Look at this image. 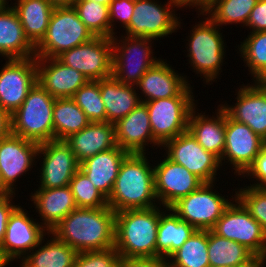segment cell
<instances>
[{
    "label": "cell",
    "instance_id": "6da1fadb",
    "mask_svg": "<svg viewBox=\"0 0 266 267\" xmlns=\"http://www.w3.org/2000/svg\"><path fill=\"white\" fill-rule=\"evenodd\" d=\"M47 235H54L77 253L112 248L115 245V212L109 206L76 208Z\"/></svg>",
    "mask_w": 266,
    "mask_h": 267
},
{
    "label": "cell",
    "instance_id": "7a4b0ae2",
    "mask_svg": "<svg viewBox=\"0 0 266 267\" xmlns=\"http://www.w3.org/2000/svg\"><path fill=\"white\" fill-rule=\"evenodd\" d=\"M146 153H129L122 161L114 182L108 206L115 212L127 209H148L157 206L154 168Z\"/></svg>",
    "mask_w": 266,
    "mask_h": 267
},
{
    "label": "cell",
    "instance_id": "3957f363",
    "mask_svg": "<svg viewBox=\"0 0 266 267\" xmlns=\"http://www.w3.org/2000/svg\"><path fill=\"white\" fill-rule=\"evenodd\" d=\"M159 206L115 213V245L121 258L156 257Z\"/></svg>",
    "mask_w": 266,
    "mask_h": 267
},
{
    "label": "cell",
    "instance_id": "277c9868",
    "mask_svg": "<svg viewBox=\"0 0 266 267\" xmlns=\"http://www.w3.org/2000/svg\"><path fill=\"white\" fill-rule=\"evenodd\" d=\"M53 98L38 82L11 115L12 134L38 144L54 140Z\"/></svg>",
    "mask_w": 266,
    "mask_h": 267
},
{
    "label": "cell",
    "instance_id": "5b68a950",
    "mask_svg": "<svg viewBox=\"0 0 266 267\" xmlns=\"http://www.w3.org/2000/svg\"><path fill=\"white\" fill-rule=\"evenodd\" d=\"M94 37L73 6L54 7L45 36L35 46V57L56 58Z\"/></svg>",
    "mask_w": 266,
    "mask_h": 267
},
{
    "label": "cell",
    "instance_id": "8992f818",
    "mask_svg": "<svg viewBox=\"0 0 266 267\" xmlns=\"http://www.w3.org/2000/svg\"><path fill=\"white\" fill-rule=\"evenodd\" d=\"M204 19L190 31L187 56L192 69L202 75L208 84L215 81L221 72L225 45L220 27L209 17Z\"/></svg>",
    "mask_w": 266,
    "mask_h": 267
},
{
    "label": "cell",
    "instance_id": "52a82bcc",
    "mask_svg": "<svg viewBox=\"0 0 266 267\" xmlns=\"http://www.w3.org/2000/svg\"><path fill=\"white\" fill-rule=\"evenodd\" d=\"M190 86L179 96L143 102L147 106L154 140L161 147L188 130V118L196 106Z\"/></svg>",
    "mask_w": 266,
    "mask_h": 267
},
{
    "label": "cell",
    "instance_id": "ba28073f",
    "mask_svg": "<svg viewBox=\"0 0 266 267\" xmlns=\"http://www.w3.org/2000/svg\"><path fill=\"white\" fill-rule=\"evenodd\" d=\"M113 36L112 76L122 84L136 85L146 71L160 59L153 56L152 39L144 37ZM119 42V43H117ZM150 43V44H149Z\"/></svg>",
    "mask_w": 266,
    "mask_h": 267
},
{
    "label": "cell",
    "instance_id": "9c48e42d",
    "mask_svg": "<svg viewBox=\"0 0 266 267\" xmlns=\"http://www.w3.org/2000/svg\"><path fill=\"white\" fill-rule=\"evenodd\" d=\"M225 209L211 231L226 239L238 242L266 263V235L262 226L235 199Z\"/></svg>",
    "mask_w": 266,
    "mask_h": 267
},
{
    "label": "cell",
    "instance_id": "30bf717a",
    "mask_svg": "<svg viewBox=\"0 0 266 267\" xmlns=\"http://www.w3.org/2000/svg\"><path fill=\"white\" fill-rule=\"evenodd\" d=\"M213 186V182L203 183L197 190L174 203L170 209L196 230H211L231 204L220 193L213 192Z\"/></svg>",
    "mask_w": 266,
    "mask_h": 267
},
{
    "label": "cell",
    "instance_id": "8fae6325",
    "mask_svg": "<svg viewBox=\"0 0 266 267\" xmlns=\"http://www.w3.org/2000/svg\"><path fill=\"white\" fill-rule=\"evenodd\" d=\"M156 2L157 0L134 1L133 15L125 28L127 36L156 40L171 35L180 27V17L173 10L176 6L171 1L164 5Z\"/></svg>",
    "mask_w": 266,
    "mask_h": 267
},
{
    "label": "cell",
    "instance_id": "7c38bea8",
    "mask_svg": "<svg viewBox=\"0 0 266 267\" xmlns=\"http://www.w3.org/2000/svg\"><path fill=\"white\" fill-rule=\"evenodd\" d=\"M56 58L85 75L88 80L97 81L111 77L112 39L95 36L86 43L62 52Z\"/></svg>",
    "mask_w": 266,
    "mask_h": 267
},
{
    "label": "cell",
    "instance_id": "4fadbf2b",
    "mask_svg": "<svg viewBox=\"0 0 266 267\" xmlns=\"http://www.w3.org/2000/svg\"><path fill=\"white\" fill-rule=\"evenodd\" d=\"M162 147H166L164 149H167L170 160L185 167L204 183H214L221 166L220 160L203 149L188 130L167 141Z\"/></svg>",
    "mask_w": 266,
    "mask_h": 267
},
{
    "label": "cell",
    "instance_id": "5bb4252c",
    "mask_svg": "<svg viewBox=\"0 0 266 267\" xmlns=\"http://www.w3.org/2000/svg\"><path fill=\"white\" fill-rule=\"evenodd\" d=\"M225 147L220 160L229 162L238 176H245L244 173L254 163L255 158L266 146V141L246 124L232 119L225 112Z\"/></svg>",
    "mask_w": 266,
    "mask_h": 267
},
{
    "label": "cell",
    "instance_id": "9a60e30c",
    "mask_svg": "<svg viewBox=\"0 0 266 267\" xmlns=\"http://www.w3.org/2000/svg\"><path fill=\"white\" fill-rule=\"evenodd\" d=\"M36 82V57L8 59L0 70V106L12 115Z\"/></svg>",
    "mask_w": 266,
    "mask_h": 267
},
{
    "label": "cell",
    "instance_id": "2e32d148",
    "mask_svg": "<svg viewBox=\"0 0 266 267\" xmlns=\"http://www.w3.org/2000/svg\"><path fill=\"white\" fill-rule=\"evenodd\" d=\"M43 155L39 189L69 186L80 163L65 140H51L39 144L37 156Z\"/></svg>",
    "mask_w": 266,
    "mask_h": 267
},
{
    "label": "cell",
    "instance_id": "e0dca14e",
    "mask_svg": "<svg viewBox=\"0 0 266 267\" xmlns=\"http://www.w3.org/2000/svg\"><path fill=\"white\" fill-rule=\"evenodd\" d=\"M41 223L29 218L28 213L19 205L12 212L0 245V250L10 262L14 259H23L41 241L44 243L43 238L49 231Z\"/></svg>",
    "mask_w": 266,
    "mask_h": 267
},
{
    "label": "cell",
    "instance_id": "ac0fdd59",
    "mask_svg": "<svg viewBox=\"0 0 266 267\" xmlns=\"http://www.w3.org/2000/svg\"><path fill=\"white\" fill-rule=\"evenodd\" d=\"M165 157L153 168L156 202L159 201L166 209L197 190L204 182L185 167Z\"/></svg>",
    "mask_w": 266,
    "mask_h": 267
},
{
    "label": "cell",
    "instance_id": "d6986e66",
    "mask_svg": "<svg viewBox=\"0 0 266 267\" xmlns=\"http://www.w3.org/2000/svg\"><path fill=\"white\" fill-rule=\"evenodd\" d=\"M38 148L37 142L12 133L0 140V175L3 185L11 193L16 194L14 183L18 177L33 168Z\"/></svg>",
    "mask_w": 266,
    "mask_h": 267
},
{
    "label": "cell",
    "instance_id": "ffe728a7",
    "mask_svg": "<svg viewBox=\"0 0 266 267\" xmlns=\"http://www.w3.org/2000/svg\"><path fill=\"white\" fill-rule=\"evenodd\" d=\"M242 86L235 106L221 104V107L232 119L248 125L266 141V81Z\"/></svg>",
    "mask_w": 266,
    "mask_h": 267
},
{
    "label": "cell",
    "instance_id": "44dd1931",
    "mask_svg": "<svg viewBox=\"0 0 266 267\" xmlns=\"http://www.w3.org/2000/svg\"><path fill=\"white\" fill-rule=\"evenodd\" d=\"M36 67L37 82L55 99L72 98L89 81L85 75L57 58H36Z\"/></svg>",
    "mask_w": 266,
    "mask_h": 267
},
{
    "label": "cell",
    "instance_id": "7402d4cb",
    "mask_svg": "<svg viewBox=\"0 0 266 267\" xmlns=\"http://www.w3.org/2000/svg\"><path fill=\"white\" fill-rule=\"evenodd\" d=\"M115 133L117 146L128 153H145L144 145L147 144L161 147L154 140L147 106L143 102L115 124Z\"/></svg>",
    "mask_w": 266,
    "mask_h": 267
},
{
    "label": "cell",
    "instance_id": "603a6c76",
    "mask_svg": "<svg viewBox=\"0 0 266 267\" xmlns=\"http://www.w3.org/2000/svg\"><path fill=\"white\" fill-rule=\"evenodd\" d=\"M171 67L161 59L146 71L135 85L145 96L141 102L179 96L190 85L186 76H181Z\"/></svg>",
    "mask_w": 266,
    "mask_h": 267
},
{
    "label": "cell",
    "instance_id": "cb8c5ba5",
    "mask_svg": "<svg viewBox=\"0 0 266 267\" xmlns=\"http://www.w3.org/2000/svg\"><path fill=\"white\" fill-rule=\"evenodd\" d=\"M65 142L70 146L79 163L99 152L117 146L115 124L90 122L81 131L72 134Z\"/></svg>",
    "mask_w": 266,
    "mask_h": 267
},
{
    "label": "cell",
    "instance_id": "d4e9b609",
    "mask_svg": "<svg viewBox=\"0 0 266 267\" xmlns=\"http://www.w3.org/2000/svg\"><path fill=\"white\" fill-rule=\"evenodd\" d=\"M128 154L127 151L116 146L87 158L80 163V169L108 199L118 176L120 165Z\"/></svg>",
    "mask_w": 266,
    "mask_h": 267
},
{
    "label": "cell",
    "instance_id": "484cf974",
    "mask_svg": "<svg viewBox=\"0 0 266 267\" xmlns=\"http://www.w3.org/2000/svg\"><path fill=\"white\" fill-rule=\"evenodd\" d=\"M195 108L191 110L188 118V131L203 149L221 160L226 140L225 110L218 105V112L215 117L212 116V119L205 117V113L196 115Z\"/></svg>",
    "mask_w": 266,
    "mask_h": 267
},
{
    "label": "cell",
    "instance_id": "4316f807",
    "mask_svg": "<svg viewBox=\"0 0 266 267\" xmlns=\"http://www.w3.org/2000/svg\"><path fill=\"white\" fill-rule=\"evenodd\" d=\"M208 258L210 267H263L253 252L238 242L208 230Z\"/></svg>",
    "mask_w": 266,
    "mask_h": 267
},
{
    "label": "cell",
    "instance_id": "83f0119b",
    "mask_svg": "<svg viewBox=\"0 0 266 267\" xmlns=\"http://www.w3.org/2000/svg\"><path fill=\"white\" fill-rule=\"evenodd\" d=\"M7 5L0 10V55L5 59L35 57V47L25 37L16 11Z\"/></svg>",
    "mask_w": 266,
    "mask_h": 267
},
{
    "label": "cell",
    "instance_id": "f1b7e54d",
    "mask_svg": "<svg viewBox=\"0 0 266 267\" xmlns=\"http://www.w3.org/2000/svg\"><path fill=\"white\" fill-rule=\"evenodd\" d=\"M44 227L50 232L64 217L77 208L70 186L38 189L31 195Z\"/></svg>",
    "mask_w": 266,
    "mask_h": 267
},
{
    "label": "cell",
    "instance_id": "f546056e",
    "mask_svg": "<svg viewBox=\"0 0 266 267\" xmlns=\"http://www.w3.org/2000/svg\"><path fill=\"white\" fill-rule=\"evenodd\" d=\"M99 87L108 123L116 124L142 103L134 85L122 84L113 76L99 80Z\"/></svg>",
    "mask_w": 266,
    "mask_h": 267
},
{
    "label": "cell",
    "instance_id": "4dcf8cb0",
    "mask_svg": "<svg viewBox=\"0 0 266 267\" xmlns=\"http://www.w3.org/2000/svg\"><path fill=\"white\" fill-rule=\"evenodd\" d=\"M16 11L25 37L35 47L45 36L54 6L48 0H17Z\"/></svg>",
    "mask_w": 266,
    "mask_h": 267
},
{
    "label": "cell",
    "instance_id": "1f68e13d",
    "mask_svg": "<svg viewBox=\"0 0 266 267\" xmlns=\"http://www.w3.org/2000/svg\"><path fill=\"white\" fill-rule=\"evenodd\" d=\"M166 210V213H164V211L161 213L159 219L156 239V257H162L168 260L196 229L186 221L181 220L172 209L166 208Z\"/></svg>",
    "mask_w": 266,
    "mask_h": 267
},
{
    "label": "cell",
    "instance_id": "d6a6232c",
    "mask_svg": "<svg viewBox=\"0 0 266 267\" xmlns=\"http://www.w3.org/2000/svg\"><path fill=\"white\" fill-rule=\"evenodd\" d=\"M53 236V238H52ZM42 246V241L23 259L21 267H73L77 252L54 235ZM41 245V246H40ZM35 250V252H34Z\"/></svg>",
    "mask_w": 266,
    "mask_h": 267
},
{
    "label": "cell",
    "instance_id": "836d02e7",
    "mask_svg": "<svg viewBox=\"0 0 266 267\" xmlns=\"http://www.w3.org/2000/svg\"><path fill=\"white\" fill-rule=\"evenodd\" d=\"M90 121L72 98L55 99L53 105L54 140H65L85 128Z\"/></svg>",
    "mask_w": 266,
    "mask_h": 267
},
{
    "label": "cell",
    "instance_id": "e575fe53",
    "mask_svg": "<svg viewBox=\"0 0 266 267\" xmlns=\"http://www.w3.org/2000/svg\"><path fill=\"white\" fill-rule=\"evenodd\" d=\"M168 264L169 267H210L208 258V230H196L169 257Z\"/></svg>",
    "mask_w": 266,
    "mask_h": 267
},
{
    "label": "cell",
    "instance_id": "d590c367",
    "mask_svg": "<svg viewBox=\"0 0 266 267\" xmlns=\"http://www.w3.org/2000/svg\"><path fill=\"white\" fill-rule=\"evenodd\" d=\"M257 2L258 0H214L202 15H208L219 27L233 23L245 26Z\"/></svg>",
    "mask_w": 266,
    "mask_h": 267
},
{
    "label": "cell",
    "instance_id": "8d00e7d4",
    "mask_svg": "<svg viewBox=\"0 0 266 267\" xmlns=\"http://www.w3.org/2000/svg\"><path fill=\"white\" fill-rule=\"evenodd\" d=\"M239 46L240 57L255 81H266V31L250 32Z\"/></svg>",
    "mask_w": 266,
    "mask_h": 267
},
{
    "label": "cell",
    "instance_id": "74e56055",
    "mask_svg": "<svg viewBox=\"0 0 266 267\" xmlns=\"http://www.w3.org/2000/svg\"><path fill=\"white\" fill-rule=\"evenodd\" d=\"M72 6L94 36L111 38L109 6L88 0H76Z\"/></svg>",
    "mask_w": 266,
    "mask_h": 267
},
{
    "label": "cell",
    "instance_id": "f35d334b",
    "mask_svg": "<svg viewBox=\"0 0 266 267\" xmlns=\"http://www.w3.org/2000/svg\"><path fill=\"white\" fill-rule=\"evenodd\" d=\"M90 122H106V108L101 97L99 80H89L72 96Z\"/></svg>",
    "mask_w": 266,
    "mask_h": 267
},
{
    "label": "cell",
    "instance_id": "ab89813d",
    "mask_svg": "<svg viewBox=\"0 0 266 267\" xmlns=\"http://www.w3.org/2000/svg\"><path fill=\"white\" fill-rule=\"evenodd\" d=\"M77 208H102L108 206L107 198L92 184L79 168L69 184Z\"/></svg>",
    "mask_w": 266,
    "mask_h": 267
},
{
    "label": "cell",
    "instance_id": "60d3db41",
    "mask_svg": "<svg viewBox=\"0 0 266 267\" xmlns=\"http://www.w3.org/2000/svg\"><path fill=\"white\" fill-rule=\"evenodd\" d=\"M237 199L249 214L262 226L266 235V187H251L235 191Z\"/></svg>",
    "mask_w": 266,
    "mask_h": 267
},
{
    "label": "cell",
    "instance_id": "b9f144b4",
    "mask_svg": "<svg viewBox=\"0 0 266 267\" xmlns=\"http://www.w3.org/2000/svg\"><path fill=\"white\" fill-rule=\"evenodd\" d=\"M121 257L114 247L77 253L73 267H120Z\"/></svg>",
    "mask_w": 266,
    "mask_h": 267
},
{
    "label": "cell",
    "instance_id": "7bdbcfd3",
    "mask_svg": "<svg viewBox=\"0 0 266 267\" xmlns=\"http://www.w3.org/2000/svg\"><path fill=\"white\" fill-rule=\"evenodd\" d=\"M134 10L133 0H112L109 5L110 23H111V38L114 33V22L118 20L126 28L131 20ZM114 34V35H113Z\"/></svg>",
    "mask_w": 266,
    "mask_h": 267
},
{
    "label": "cell",
    "instance_id": "ee69618b",
    "mask_svg": "<svg viewBox=\"0 0 266 267\" xmlns=\"http://www.w3.org/2000/svg\"><path fill=\"white\" fill-rule=\"evenodd\" d=\"M244 174L246 177L251 176V178H255L259 182L257 184L254 182L251 187H266V146L260 151L254 163Z\"/></svg>",
    "mask_w": 266,
    "mask_h": 267
},
{
    "label": "cell",
    "instance_id": "f6af8a7d",
    "mask_svg": "<svg viewBox=\"0 0 266 267\" xmlns=\"http://www.w3.org/2000/svg\"><path fill=\"white\" fill-rule=\"evenodd\" d=\"M246 26L252 29L250 32L266 31V0H258L250 13Z\"/></svg>",
    "mask_w": 266,
    "mask_h": 267
},
{
    "label": "cell",
    "instance_id": "bcb514c9",
    "mask_svg": "<svg viewBox=\"0 0 266 267\" xmlns=\"http://www.w3.org/2000/svg\"><path fill=\"white\" fill-rule=\"evenodd\" d=\"M14 193H7L0 196V245L4 239L7 223L12 212L18 207L12 204ZM11 201V202H10Z\"/></svg>",
    "mask_w": 266,
    "mask_h": 267
},
{
    "label": "cell",
    "instance_id": "7dc6e473",
    "mask_svg": "<svg viewBox=\"0 0 266 267\" xmlns=\"http://www.w3.org/2000/svg\"><path fill=\"white\" fill-rule=\"evenodd\" d=\"M120 267H169L162 257L121 258Z\"/></svg>",
    "mask_w": 266,
    "mask_h": 267
},
{
    "label": "cell",
    "instance_id": "c3c4849f",
    "mask_svg": "<svg viewBox=\"0 0 266 267\" xmlns=\"http://www.w3.org/2000/svg\"><path fill=\"white\" fill-rule=\"evenodd\" d=\"M12 133L11 114L0 106V140L8 137Z\"/></svg>",
    "mask_w": 266,
    "mask_h": 267
},
{
    "label": "cell",
    "instance_id": "681fc988",
    "mask_svg": "<svg viewBox=\"0 0 266 267\" xmlns=\"http://www.w3.org/2000/svg\"><path fill=\"white\" fill-rule=\"evenodd\" d=\"M175 6L176 8H183V7H187V6H192V7H198V12H200V14L203 13V0H170Z\"/></svg>",
    "mask_w": 266,
    "mask_h": 267
},
{
    "label": "cell",
    "instance_id": "f907efd6",
    "mask_svg": "<svg viewBox=\"0 0 266 267\" xmlns=\"http://www.w3.org/2000/svg\"><path fill=\"white\" fill-rule=\"evenodd\" d=\"M54 7L72 6L76 0H48Z\"/></svg>",
    "mask_w": 266,
    "mask_h": 267
},
{
    "label": "cell",
    "instance_id": "816d5d0a",
    "mask_svg": "<svg viewBox=\"0 0 266 267\" xmlns=\"http://www.w3.org/2000/svg\"><path fill=\"white\" fill-rule=\"evenodd\" d=\"M9 262L10 261L5 257L4 253L0 250V267H6Z\"/></svg>",
    "mask_w": 266,
    "mask_h": 267
},
{
    "label": "cell",
    "instance_id": "f5cc1de1",
    "mask_svg": "<svg viewBox=\"0 0 266 267\" xmlns=\"http://www.w3.org/2000/svg\"><path fill=\"white\" fill-rule=\"evenodd\" d=\"M7 193H11V192L3 185L1 175H0V196L5 195Z\"/></svg>",
    "mask_w": 266,
    "mask_h": 267
},
{
    "label": "cell",
    "instance_id": "db71d44e",
    "mask_svg": "<svg viewBox=\"0 0 266 267\" xmlns=\"http://www.w3.org/2000/svg\"><path fill=\"white\" fill-rule=\"evenodd\" d=\"M214 0H203V13L207 10L208 5L211 4Z\"/></svg>",
    "mask_w": 266,
    "mask_h": 267
},
{
    "label": "cell",
    "instance_id": "11a10c76",
    "mask_svg": "<svg viewBox=\"0 0 266 267\" xmlns=\"http://www.w3.org/2000/svg\"><path fill=\"white\" fill-rule=\"evenodd\" d=\"M88 1H95L103 5L109 6L112 0H88Z\"/></svg>",
    "mask_w": 266,
    "mask_h": 267
},
{
    "label": "cell",
    "instance_id": "9f6ffc18",
    "mask_svg": "<svg viewBox=\"0 0 266 267\" xmlns=\"http://www.w3.org/2000/svg\"><path fill=\"white\" fill-rule=\"evenodd\" d=\"M7 0H0V10L8 5Z\"/></svg>",
    "mask_w": 266,
    "mask_h": 267
}]
</instances>
